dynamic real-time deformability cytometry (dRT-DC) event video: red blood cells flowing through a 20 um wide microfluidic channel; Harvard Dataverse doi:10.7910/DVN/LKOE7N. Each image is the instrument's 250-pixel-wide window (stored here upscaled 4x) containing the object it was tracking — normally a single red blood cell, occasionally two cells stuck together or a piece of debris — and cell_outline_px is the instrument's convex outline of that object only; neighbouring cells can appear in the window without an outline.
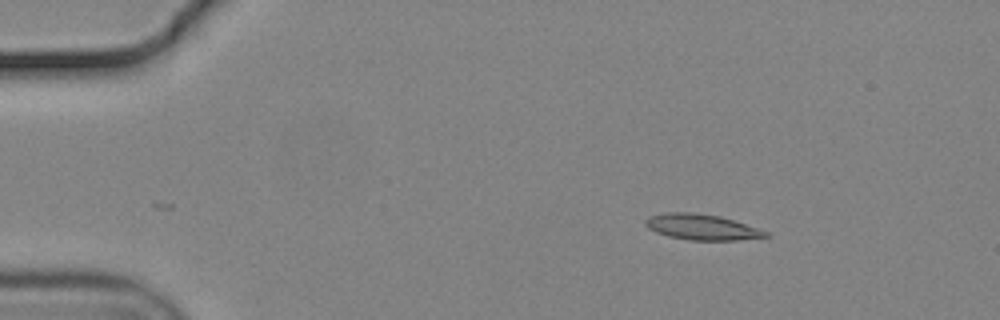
{"species": "common noctule bat (a hibernating species)", "species_latin": "Nyctalus noctula", "temperature_condition": "cold", "stored_images_in_passage": 48, "camera_frame_rate_fps": 3000, "um_per_image_px": 0.085, "animal": {"sex": "male", "body_mass_g": 19.2, "forearm_length_mm": 51.8}, "frame": {"image": 1, "passage_image": 1, "time_ms": 0.0, "image_size_px": [1000, 320], "cell_outline_px": [[772, 236], [736, 240], [688, 240], [668, 236], [656, 232], [648, 228], [644, 224], [644, 220], [648, 216], [668, 212], [692, 212], [720, 216], [768, 232]], "centroid_in_image_um": [59.6, 19.3], "position_along_channel_um": 25.4, "area_um2": 17.92}}
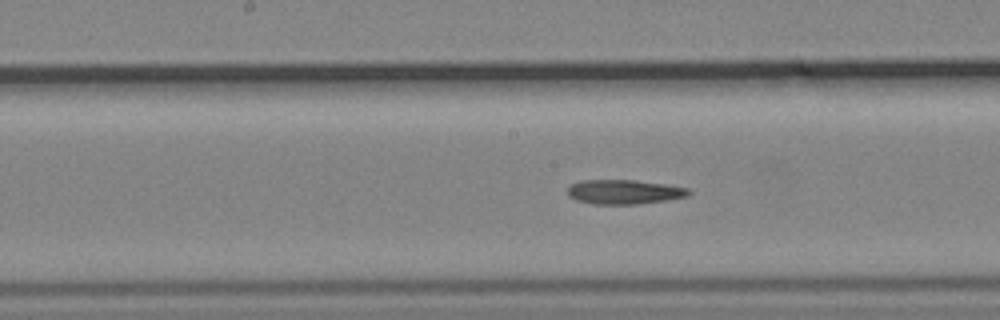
{"frame": {"image": 2, "passage_image": 21, "time_ms": 6.667, "image_size_px": [1000, 320], "cell_outline_px": [[692, 192], [688, 196], [664, 200], [636, 204], [592, 204], [576, 200], [568, 196], [568, 188], [572, 184], [580, 180], [636, 180], [664, 184], [688, 188]], "centroid_in_image_um": [53.03, 16.31], "position_along_channel_um": 195.2, "area_um2": 17.17}}
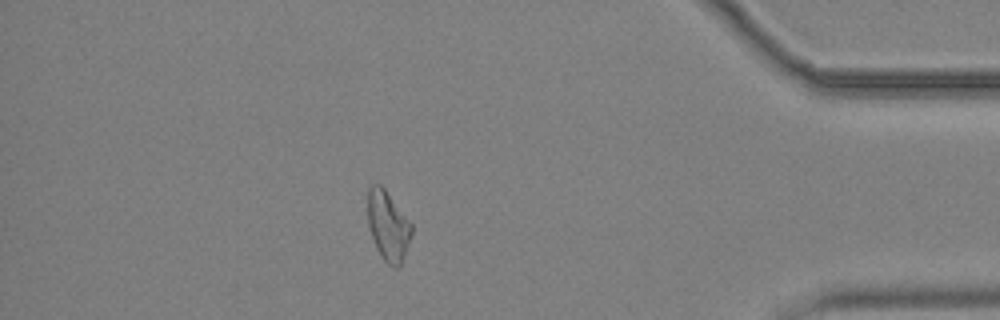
{"frame": {"image": 3, "passage_image": 41, "time_ms": 13.333, "image_size_px": [1000, 320], "cell_outline_px": [[412, 232], [400, 268], [392, 268], [380, 256], [376, 248], [368, 224], [368, 188], [372, 184], [380, 184], [384, 188], [412, 224]], "centroid_in_image_um": [32.98, 19.22], "position_along_channel_um": 402.2, "area_um2": 17.74}, "authors_computed_cell_mechanics": {"area_um2": 17.7446, "velocity_mm_per_s": 3.7003, "shape_relaxation_time_tau1_ms": null, "shape_relaxation_time_tau2_ms": 9.7461, "deformation_change_tau1": null, "deformation_change_tau2": 0.2267}}